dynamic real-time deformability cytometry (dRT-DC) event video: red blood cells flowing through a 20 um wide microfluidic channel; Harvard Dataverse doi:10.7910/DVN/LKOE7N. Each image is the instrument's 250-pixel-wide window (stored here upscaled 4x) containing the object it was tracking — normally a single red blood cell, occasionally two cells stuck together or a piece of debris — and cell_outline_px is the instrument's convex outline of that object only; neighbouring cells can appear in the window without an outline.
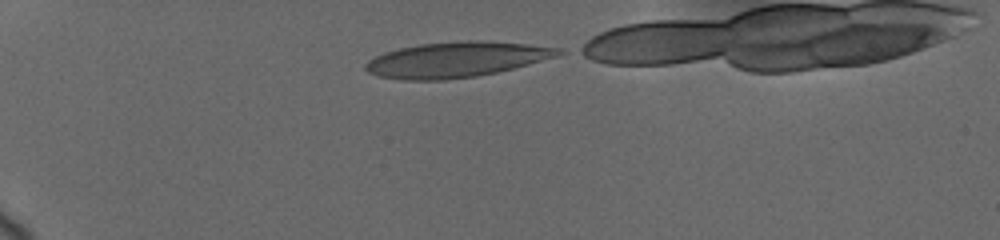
{"species": "human", "species_latin": "Homo sapiens", "temperature_condition": "cold", "stored_images_in_passage": 10, "camera_frame_rate_fps": 3000, "um_per_image_px": 0.085, "donor": {"sex": "female"}, "frame": {"image": 1, "passage_image": 1, "time_ms": 0.0, "image_size_px": [1000, 240], "cell_outline_px": [[568, 52], [556, 56], [528, 64], [496, 72], [476, 76], [444, 80], [404, 80], [376, 76], [368, 72], [364, 68], [364, 64], [368, 60], [384, 52], [400, 48], [420, 44], [468, 40], [476, 40], [524, 44], [560, 48]], "centroid_in_image_um": [38.74, 5.07], "position_along_channel_um": 46.3, "area_um2": 39.48}}
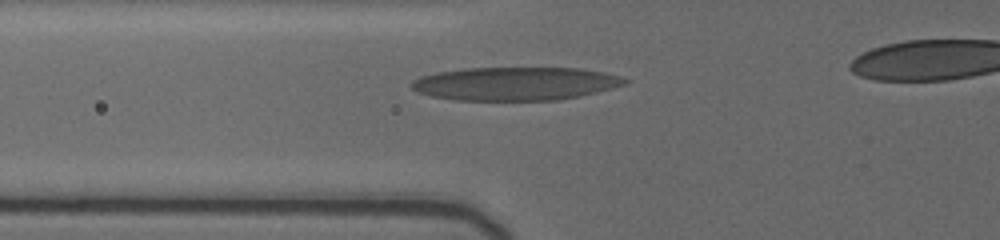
{"frame": {"image": 2, "passage_image": 7, "time_ms": 2.333, "image_size_px": [1000, 240], "cell_outline_px": [[628, 84], [596, 92], [560, 100], [456, 100], [432, 96], [416, 92], [408, 84], [412, 80], [420, 76], [436, 72], [464, 68], [580, 68], [604, 72], [620, 76], [628, 80]], "centroid_in_image_um": [43.77, 7.11], "position_along_channel_um": 82.0, "area_um2": 41.62}}